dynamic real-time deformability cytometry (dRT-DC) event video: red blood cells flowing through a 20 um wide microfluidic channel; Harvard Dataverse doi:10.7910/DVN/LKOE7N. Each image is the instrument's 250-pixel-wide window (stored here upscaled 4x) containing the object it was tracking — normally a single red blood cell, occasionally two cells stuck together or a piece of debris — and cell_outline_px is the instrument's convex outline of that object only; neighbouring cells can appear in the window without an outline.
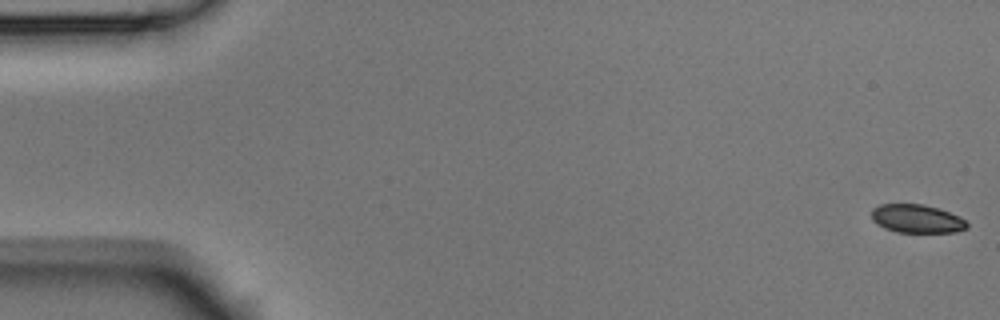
{"species": "Egyptian fruit bat (a non-hibernating species)", "species_latin": "Rousettus aegyptiacus", "temperature_condition": "room temperature", "stored_images_in_passage": 6, "segment_of_instrument_passage": [2, 2], "camera_frame_rate_fps": 3000, "um_per_image_px": 0.085, "animal": {"sex": "male"}, "frame": {"image": 1, "passage_image": 6, "time_ms": 1.667, "image_size_px": [1000, 320], "cell_outline_px": [[968, 228], [956, 232], [896, 232], [884, 228], [872, 220], [872, 208], [880, 204], [924, 204], [960, 216], [968, 224]], "centroid_in_image_um": [77.92, 18.59], "position_along_channel_um": 7.1, "area_um2": 15.78}}